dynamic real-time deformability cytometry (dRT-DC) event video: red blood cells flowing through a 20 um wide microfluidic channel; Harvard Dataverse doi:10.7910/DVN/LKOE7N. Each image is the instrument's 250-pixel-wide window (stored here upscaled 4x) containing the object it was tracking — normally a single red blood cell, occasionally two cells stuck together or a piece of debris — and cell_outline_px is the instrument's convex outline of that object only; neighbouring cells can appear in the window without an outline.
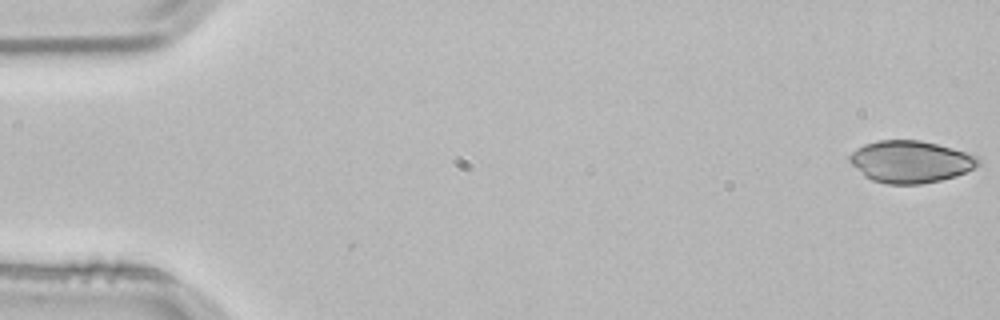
{"species": "common noctule bat (a hibernating species)", "species_latin": "Nyctalus noctula", "temperature_condition": "room temperature", "stored_images_in_passage": 51, "camera_frame_rate_fps": 3000, "um_per_image_px": 0.085, "animal": {"sex": "male", "body_mass_g": 21.5, "forearm_length_mm": 52.0}, "frame": {"image": 1, "passage_image": 1, "time_ms": 0.0, "image_size_px": [1000, 320], "cell_outline_px": [[980, 164], [956, 176], [940, 180], [920, 184], [888, 184], [872, 180], [864, 176], [848, 160], [848, 156], [856, 148], [864, 144], [880, 140], [920, 140], [952, 148], [976, 156], [980, 160]], "centroid_in_image_um": [77.35, 13.74], "position_along_channel_um": 7.6, "area_um2": 31.33}}
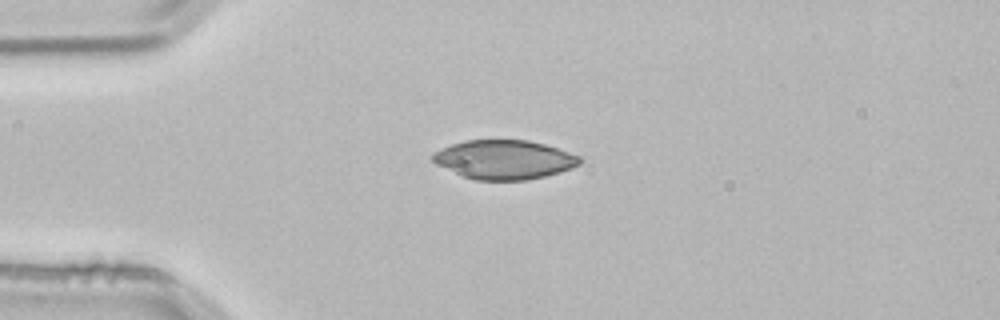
{"frame": {"image": 2, "passage_image": 13, "time_ms": 4.0, "image_size_px": [1000, 320], "cell_outline_px": [[584, 160], [580, 164], [572, 168], [560, 172], [528, 180], [476, 180], [464, 176], [436, 164], [432, 160], [432, 156], [436, 152], [452, 144], [464, 140], [528, 140], [544, 144], [580, 156]], "centroid_in_image_um": [42.9, 13.57], "position_along_channel_um": 42.1, "area_um2": 33.23}}
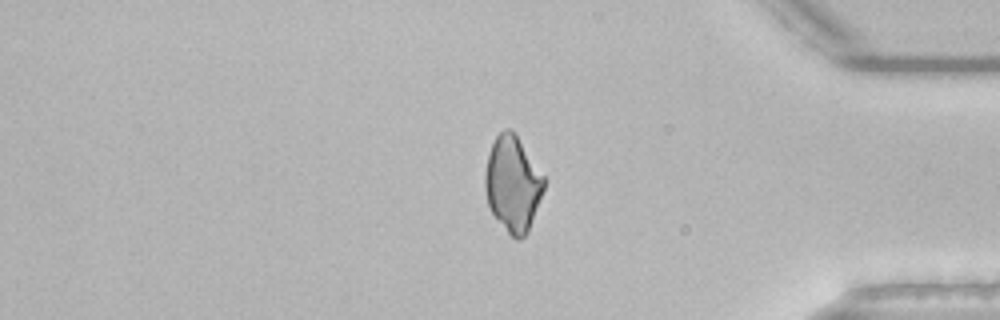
{"frame": {"image": 3, "passage_image": 44, "time_ms": 14.333, "image_size_px": [1000, 320], "cell_outline_px": [[544, 188], [528, 232], [520, 240], [516, 240], [508, 232], [492, 212], [488, 204], [484, 188], [484, 176], [488, 152], [496, 136], [504, 128], [512, 128], [544, 176]], "centroid_in_image_um": [43.56, 15.6], "position_along_channel_um": 391.6, "area_um2": 32.6}}